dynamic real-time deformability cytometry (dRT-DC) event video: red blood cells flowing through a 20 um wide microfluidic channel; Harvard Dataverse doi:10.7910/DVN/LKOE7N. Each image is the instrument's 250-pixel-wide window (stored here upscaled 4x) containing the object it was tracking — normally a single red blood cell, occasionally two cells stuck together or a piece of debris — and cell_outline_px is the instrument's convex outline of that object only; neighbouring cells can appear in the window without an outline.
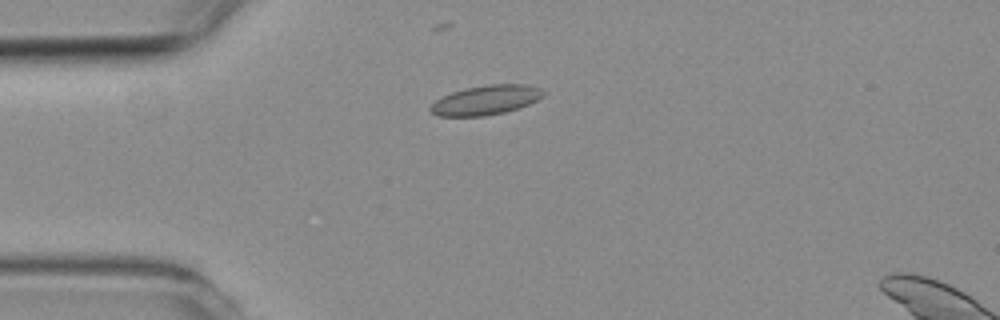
{"species": "common noctule bat (a hibernating species)", "species_latin": "Nyctalus noctula", "temperature_condition": "room temperature", "stored_images_in_passage": 6, "camera_frame_rate_fps": 3000, "um_per_image_px": 0.085, "animal": {"sex": "female", "body_mass_g": 19.3, "forearm_length_mm": 54.1}, "frame": {"image": 1, "passage_image": 2, "time_ms": 1.0, "image_size_px": [1000, 320], "cell_outline_px": [[544, 96], [528, 104], [504, 112], [484, 116], [440, 116], [432, 112], [428, 108], [436, 100], [452, 92], [464, 88], [488, 84], [528, 84], [540, 88], [544, 92]], "centroid_in_image_um": [41.3, 8.49], "position_along_channel_um": 43.7, "area_um2": 19.25}}
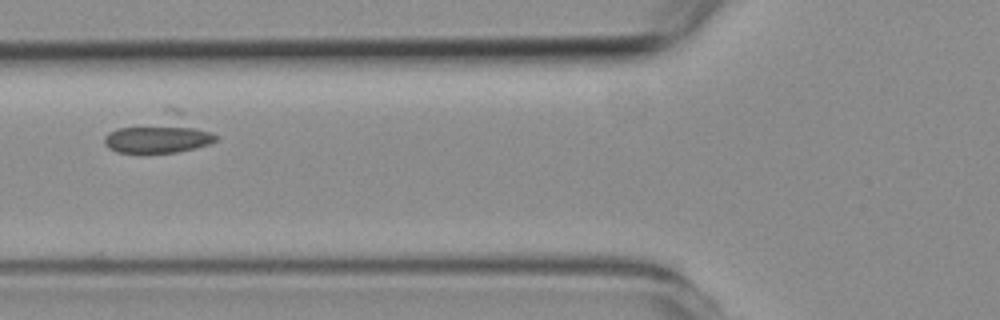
{"frame": {"image": 2, "passage_image": 4, "time_ms": 3.333, "image_size_px": [1000, 320], "cell_outline_px": [[220, 136], [216, 140], [208, 144], [196, 148], [176, 152], [144, 156], [140, 156], [116, 152], [108, 148], [104, 144], [104, 136], [108, 132], [164, 104], [168, 104], [180, 108]], "centroid_in_image_um": [13.58, 11.34], "position_along_channel_um": 112.2, "area_um2": 27.17}}
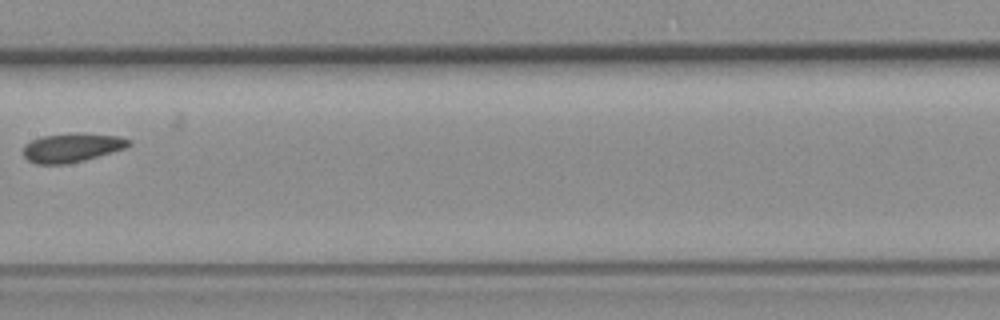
{"frame": {"image": 3, "passage_image": 6, "time_ms": 5.667, "image_size_px": [1000, 320], "cell_outline_px": [[132, 144], [124, 148], [112, 152], [84, 160], [64, 164], [36, 164], [28, 160], [24, 156], [24, 144], [32, 140], [44, 136], [80, 132], [120, 136], [132, 140]], "centroid_in_image_um": [6.14, 12.54], "position_along_channel_um": 201.3, "area_um2": 17.8}}